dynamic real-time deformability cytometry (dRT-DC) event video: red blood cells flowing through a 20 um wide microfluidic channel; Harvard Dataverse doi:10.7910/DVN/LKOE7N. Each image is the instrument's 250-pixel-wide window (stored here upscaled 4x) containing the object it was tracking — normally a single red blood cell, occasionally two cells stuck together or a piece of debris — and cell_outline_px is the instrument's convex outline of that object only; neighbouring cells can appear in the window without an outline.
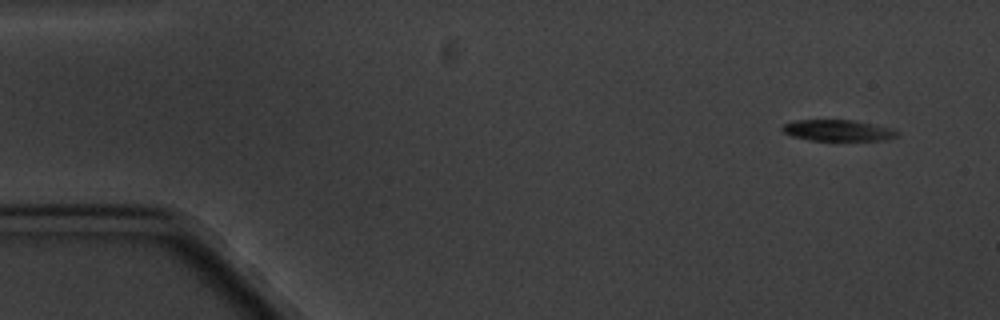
{"species": "common noctule bat (a hibernating species)", "species_latin": "Nyctalus noctula", "temperature_condition": "cold", "stored_images_in_passage": 7, "camera_frame_rate_fps": 3000, "um_per_image_px": 0.085, "animal": {"sex": "male", "body_mass_g": 20.1, "forearm_length_mm": 53.5}, "frame": {"image": 1, "passage_image": 1, "time_ms": 0.0, "image_size_px": [1000, 320], "cell_outline_px": [[900, 132], [896, 136], [884, 140], [808, 140], [792, 136], [784, 132], [780, 128], [784, 124], [796, 120], [852, 120], [888, 128]], "centroid_in_image_um": [71.16, 11.09], "position_along_channel_um": 13.8, "area_um2": 13.87}}
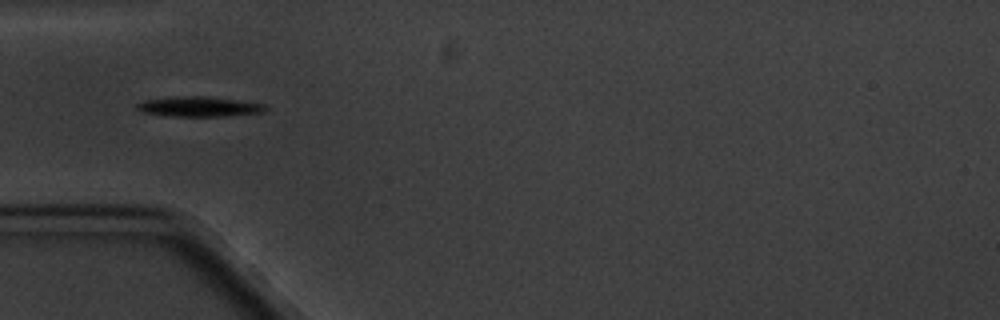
{"frame": {"image": 2, "passage_image": 5, "time_ms": 4.667, "image_size_px": [1000, 320], "cell_outline_px": [[268, 108], [264, 112], [224, 116], [172, 116], [144, 112], [136, 108], [136, 104], [144, 100], [176, 96], [204, 96], [236, 100], [264, 104]], "centroid_in_image_um": [16.92, 9.06], "position_along_channel_um": 68.1, "area_um2": 14.8}}